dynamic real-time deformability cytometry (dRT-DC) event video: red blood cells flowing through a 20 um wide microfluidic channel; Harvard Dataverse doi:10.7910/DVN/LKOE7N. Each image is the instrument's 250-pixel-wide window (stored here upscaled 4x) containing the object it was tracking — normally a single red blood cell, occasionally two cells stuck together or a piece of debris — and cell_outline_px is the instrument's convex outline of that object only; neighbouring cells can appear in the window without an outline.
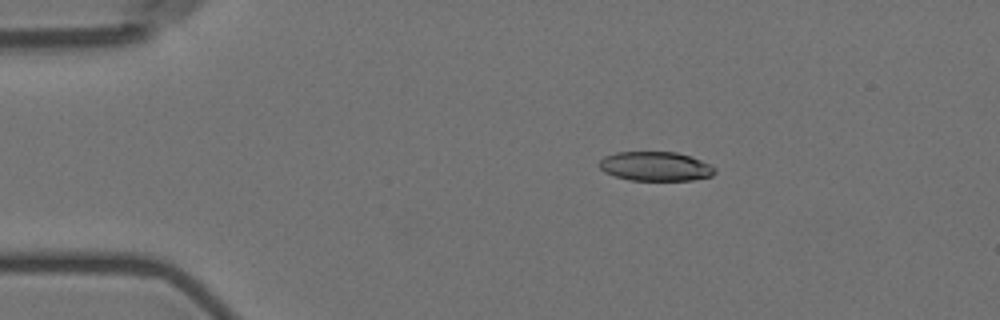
{"species": "Egyptian fruit bat (a non-hibernating species)", "species_latin": "Rousettus aegyptiacus", "temperature_condition": "room temperature", "stored_images_in_passage": 6, "segment_of_instrument_passage": [1, 2], "camera_frame_rate_fps": 3000, "um_per_image_px": 0.085, "animal": {"sex": "female"}, "frame": {"image": 1, "passage_image": 3, "time_ms": 2.333, "image_size_px": [1000, 320], "cell_outline_px": [[716, 172], [712, 176], [692, 180], [628, 180], [604, 172], [600, 168], [600, 160], [604, 156], [616, 152], [676, 152], [700, 160], [716, 168]], "centroid_in_image_um": [55.71, 14.14], "position_along_channel_um": 29.3, "area_um2": 19.59}}